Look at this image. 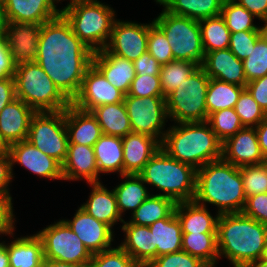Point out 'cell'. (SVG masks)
<instances>
[{"mask_svg":"<svg viewBox=\"0 0 267 267\" xmlns=\"http://www.w3.org/2000/svg\"><path fill=\"white\" fill-rule=\"evenodd\" d=\"M218 262H213V263H205L203 265V267H215V264H217Z\"/></svg>","mask_w":267,"mask_h":267,"instance_id":"a7ac6f4b","label":"cell"},{"mask_svg":"<svg viewBox=\"0 0 267 267\" xmlns=\"http://www.w3.org/2000/svg\"><path fill=\"white\" fill-rule=\"evenodd\" d=\"M124 104L132 132L145 134L162 142L168 121L165 97H136L125 95Z\"/></svg>","mask_w":267,"mask_h":267,"instance_id":"7c38bea8","label":"cell"},{"mask_svg":"<svg viewBox=\"0 0 267 267\" xmlns=\"http://www.w3.org/2000/svg\"><path fill=\"white\" fill-rule=\"evenodd\" d=\"M94 52L73 32L60 14L41 25L35 62L70 101L78 94Z\"/></svg>","mask_w":267,"mask_h":267,"instance_id":"6da1fadb","label":"cell"},{"mask_svg":"<svg viewBox=\"0 0 267 267\" xmlns=\"http://www.w3.org/2000/svg\"><path fill=\"white\" fill-rule=\"evenodd\" d=\"M222 159L237 167L266 162L254 127H244L222 143Z\"/></svg>","mask_w":267,"mask_h":267,"instance_id":"2e32d148","label":"cell"},{"mask_svg":"<svg viewBox=\"0 0 267 267\" xmlns=\"http://www.w3.org/2000/svg\"><path fill=\"white\" fill-rule=\"evenodd\" d=\"M36 234L42 241L44 259L88 267L92 254L63 219Z\"/></svg>","mask_w":267,"mask_h":267,"instance_id":"8fae6325","label":"cell"},{"mask_svg":"<svg viewBox=\"0 0 267 267\" xmlns=\"http://www.w3.org/2000/svg\"><path fill=\"white\" fill-rule=\"evenodd\" d=\"M65 124L69 143L93 147L103 135L98 121L91 112L80 110L72 104L65 109Z\"/></svg>","mask_w":267,"mask_h":267,"instance_id":"484cf974","label":"cell"},{"mask_svg":"<svg viewBox=\"0 0 267 267\" xmlns=\"http://www.w3.org/2000/svg\"><path fill=\"white\" fill-rule=\"evenodd\" d=\"M198 67V64L185 60H173L161 65L160 81L164 97L177 89Z\"/></svg>","mask_w":267,"mask_h":267,"instance_id":"ab89813d","label":"cell"},{"mask_svg":"<svg viewBox=\"0 0 267 267\" xmlns=\"http://www.w3.org/2000/svg\"><path fill=\"white\" fill-rule=\"evenodd\" d=\"M133 65L136 75L160 76L161 65L148 51L134 60Z\"/></svg>","mask_w":267,"mask_h":267,"instance_id":"f5cc1de1","label":"cell"},{"mask_svg":"<svg viewBox=\"0 0 267 267\" xmlns=\"http://www.w3.org/2000/svg\"><path fill=\"white\" fill-rule=\"evenodd\" d=\"M64 180L83 179L87 183L100 182L94 148L87 145L69 143L67 156L62 163Z\"/></svg>","mask_w":267,"mask_h":267,"instance_id":"7402d4cb","label":"cell"},{"mask_svg":"<svg viewBox=\"0 0 267 267\" xmlns=\"http://www.w3.org/2000/svg\"><path fill=\"white\" fill-rule=\"evenodd\" d=\"M204 264L205 262L198 257L180 250L156 257L146 267H203Z\"/></svg>","mask_w":267,"mask_h":267,"instance_id":"681fc988","label":"cell"},{"mask_svg":"<svg viewBox=\"0 0 267 267\" xmlns=\"http://www.w3.org/2000/svg\"><path fill=\"white\" fill-rule=\"evenodd\" d=\"M245 88L262 110L267 113V75L248 82Z\"/></svg>","mask_w":267,"mask_h":267,"instance_id":"db71d44e","label":"cell"},{"mask_svg":"<svg viewBox=\"0 0 267 267\" xmlns=\"http://www.w3.org/2000/svg\"><path fill=\"white\" fill-rule=\"evenodd\" d=\"M196 172L193 166L177 161L160 148L139 175L146 184L161 190L158 195L179 203L194 200Z\"/></svg>","mask_w":267,"mask_h":267,"instance_id":"5b68a950","label":"cell"},{"mask_svg":"<svg viewBox=\"0 0 267 267\" xmlns=\"http://www.w3.org/2000/svg\"><path fill=\"white\" fill-rule=\"evenodd\" d=\"M174 211L180 220L182 233H217L219 214L213 217L206 206L194 200L179 202Z\"/></svg>","mask_w":267,"mask_h":267,"instance_id":"83f0119b","label":"cell"},{"mask_svg":"<svg viewBox=\"0 0 267 267\" xmlns=\"http://www.w3.org/2000/svg\"><path fill=\"white\" fill-rule=\"evenodd\" d=\"M15 67L6 39L0 40V80L13 77Z\"/></svg>","mask_w":267,"mask_h":267,"instance_id":"9f6ffc18","label":"cell"},{"mask_svg":"<svg viewBox=\"0 0 267 267\" xmlns=\"http://www.w3.org/2000/svg\"><path fill=\"white\" fill-rule=\"evenodd\" d=\"M42 267H83V266L72 264V263H67V262H61L57 260L44 259Z\"/></svg>","mask_w":267,"mask_h":267,"instance_id":"6125c7cd","label":"cell"},{"mask_svg":"<svg viewBox=\"0 0 267 267\" xmlns=\"http://www.w3.org/2000/svg\"><path fill=\"white\" fill-rule=\"evenodd\" d=\"M176 203L158 194H151L132 214L128 221L139 226H150L155 221L168 218L175 209Z\"/></svg>","mask_w":267,"mask_h":267,"instance_id":"e575fe53","label":"cell"},{"mask_svg":"<svg viewBox=\"0 0 267 267\" xmlns=\"http://www.w3.org/2000/svg\"><path fill=\"white\" fill-rule=\"evenodd\" d=\"M61 14L93 52L105 49L116 20L113 8L98 0H72L61 9Z\"/></svg>","mask_w":267,"mask_h":267,"instance_id":"8992f818","label":"cell"},{"mask_svg":"<svg viewBox=\"0 0 267 267\" xmlns=\"http://www.w3.org/2000/svg\"><path fill=\"white\" fill-rule=\"evenodd\" d=\"M10 267H42L44 252L37 234L18 237L6 244Z\"/></svg>","mask_w":267,"mask_h":267,"instance_id":"f1b7e54d","label":"cell"},{"mask_svg":"<svg viewBox=\"0 0 267 267\" xmlns=\"http://www.w3.org/2000/svg\"><path fill=\"white\" fill-rule=\"evenodd\" d=\"M136 97H164L160 76L136 75L127 93Z\"/></svg>","mask_w":267,"mask_h":267,"instance_id":"c3c4849f","label":"cell"},{"mask_svg":"<svg viewBox=\"0 0 267 267\" xmlns=\"http://www.w3.org/2000/svg\"><path fill=\"white\" fill-rule=\"evenodd\" d=\"M64 221L68 224L71 230L77 234L78 238L83 242L84 246L91 254L112 248L111 242L114 241L113 228L96 220L83 208L79 207V209L76 210L73 220L64 219Z\"/></svg>","mask_w":267,"mask_h":267,"instance_id":"e0dca14e","label":"cell"},{"mask_svg":"<svg viewBox=\"0 0 267 267\" xmlns=\"http://www.w3.org/2000/svg\"><path fill=\"white\" fill-rule=\"evenodd\" d=\"M124 96L92 64L87 69L80 90L71 104L80 110L90 112L99 105L123 102Z\"/></svg>","mask_w":267,"mask_h":267,"instance_id":"5bb4252c","label":"cell"},{"mask_svg":"<svg viewBox=\"0 0 267 267\" xmlns=\"http://www.w3.org/2000/svg\"><path fill=\"white\" fill-rule=\"evenodd\" d=\"M92 191L86 203L80 207L96 220L101 221L111 228L117 222H124L119 214L114 190L109 191L101 182L89 183Z\"/></svg>","mask_w":267,"mask_h":267,"instance_id":"4316f807","label":"cell"},{"mask_svg":"<svg viewBox=\"0 0 267 267\" xmlns=\"http://www.w3.org/2000/svg\"><path fill=\"white\" fill-rule=\"evenodd\" d=\"M13 178L9 153L0 156V196L11 197L9 185Z\"/></svg>","mask_w":267,"mask_h":267,"instance_id":"11a10c76","label":"cell"},{"mask_svg":"<svg viewBox=\"0 0 267 267\" xmlns=\"http://www.w3.org/2000/svg\"><path fill=\"white\" fill-rule=\"evenodd\" d=\"M210 78L199 66L177 89L165 97L168 118L175 123L205 122Z\"/></svg>","mask_w":267,"mask_h":267,"instance_id":"ba28073f","label":"cell"},{"mask_svg":"<svg viewBox=\"0 0 267 267\" xmlns=\"http://www.w3.org/2000/svg\"><path fill=\"white\" fill-rule=\"evenodd\" d=\"M56 0H3L6 18L11 23L40 24L61 14Z\"/></svg>","mask_w":267,"mask_h":267,"instance_id":"44dd1931","label":"cell"},{"mask_svg":"<svg viewBox=\"0 0 267 267\" xmlns=\"http://www.w3.org/2000/svg\"><path fill=\"white\" fill-rule=\"evenodd\" d=\"M90 112L98 121L104 135L123 138L132 132L124 102L99 105Z\"/></svg>","mask_w":267,"mask_h":267,"instance_id":"f546056e","label":"cell"},{"mask_svg":"<svg viewBox=\"0 0 267 267\" xmlns=\"http://www.w3.org/2000/svg\"><path fill=\"white\" fill-rule=\"evenodd\" d=\"M13 77L16 97L36 112L63 111L71 104L36 62L16 65Z\"/></svg>","mask_w":267,"mask_h":267,"instance_id":"52a82bcc","label":"cell"},{"mask_svg":"<svg viewBox=\"0 0 267 267\" xmlns=\"http://www.w3.org/2000/svg\"><path fill=\"white\" fill-rule=\"evenodd\" d=\"M0 267H10L9 255L6 250V242H0Z\"/></svg>","mask_w":267,"mask_h":267,"instance_id":"be15d7a7","label":"cell"},{"mask_svg":"<svg viewBox=\"0 0 267 267\" xmlns=\"http://www.w3.org/2000/svg\"><path fill=\"white\" fill-rule=\"evenodd\" d=\"M121 227L125 239L119 246L141 267L149 265L157 257V247L154 245L149 226H139L124 221Z\"/></svg>","mask_w":267,"mask_h":267,"instance_id":"d4e9b609","label":"cell"},{"mask_svg":"<svg viewBox=\"0 0 267 267\" xmlns=\"http://www.w3.org/2000/svg\"><path fill=\"white\" fill-rule=\"evenodd\" d=\"M171 14L200 21L221 14L224 0H155Z\"/></svg>","mask_w":267,"mask_h":267,"instance_id":"1f68e13d","label":"cell"},{"mask_svg":"<svg viewBox=\"0 0 267 267\" xmlns=\"http://www.w3.org/2000/svg\"><path fill=\"white\" fill-rule=\"evenodd\" d=\"M182 250L205 263L217 262V233H183Z\"/></svg>","mask_w":267,"mask_h":267,"instance_id":"74e56055","label":"cell"},{"mask_svg":"<svg viewBox=\"0 0 267 267\" xmlns=\"http://www.w3.org/2000/svg\"><path fill=\"white\" fill-rule=\"evenodd\" d=\"M244 89L243 86L210 79L206 95L208 116L218 110L234 108Z\"/></svg>","mask_w":267,"mask_h":267,"instance_id":"d590c367","label":"cell"},{"mask_svg":"<svg viewBox=\"0 0 267 267\" xmlns=\"http://www.w3.org/2000/svg\"><path fill=\"white\" fill-rule=\"evenodd\" d=\"M26 140L62 165L69 145L65 110L36 112Z\"/></svg>","mask_w":267,"mask_h":267,"instance_id":"30bf717a","label":"cell"},{"mask_svg":"<svg viewBox=\"0 0 267 267\" xmlns=\"http://www.w3.org/2000/svg\"><path fill=\"white\" fill-rule=\"evenodd\" d=\"M246 82L267 75V35L264 34L256 43L249 57L243 60Z\"/></svg>","mask_w":267,"mask_h":267,"instance_id":"b9f144b4","label":"cell"},{"mask_svg":"<svg viewBox=\"0 0 267 267\" xmlns=\"http://www.w3.org/2000/svg\"><path fill=\"white\" fill-rule=\"evenodd\" d=\"M207 122L222 143L244 128L234 108L222 109L211 113Z\"/></svg>","mask_w":267,"mask_h":267,"instance_id":"60d3db41","label":"cell"},{"mask_svg":"<svg viewBox=\"0 0 267 267\" xmlns=\"http://www.w3.org/2000/svg\"><path fill=\"white\" fill-rule=\"evenodd\" d=\"M147 51L160 65L167 64L174 60L169 41L155 24L149 28Z\"/></svg>","mask_w":267,"mask_h":267,"instance_id":"bcb514c9","label":"cell"},{"mask_svg":"<svg viewBox=\"0 0 267 267\" xmlns=\"http://www.w3.org/2000/svg\"><path fill=\"white\" fill-rule=\"evenodd\" d=\"M8 153L12 163V172L14 163H19L39 177L64 180L62 165L56 159L40 151L28 140L9 145Z\"/></svg>","mask_w":267,"mask_h":267,"instance_id":"9a60e30c","label":"cell"},{"mask_svg":"<svg viewBox=\"0 0 267 267\" xmlns=\"http://www.w3.org/2000/svg\"><path fill=\"white\" fill-rule=\"evenodd\" d=\"M267 245V225L242 213L220 214L217 222L219 258L234 267H249L260 259Z\"/></svg>","mask_w":267,"mask_h":267,"instance_id":"7a4b0ae2","label":"cell"},{"mask_svg":"<svg viewBox=\"0 0 267 267\" xmlns=\"http://www.w3.org/2000/svg\"><path fill=\"white\" fill-rule=\"evenodd\" d=\"M255 129L261 152L267 160V113L263 121Z\"/></svg>","mask_w":267,"mask_h":267,"instance_id":"91938a15","label":"cell"},{"mask_svg":"<svg viewBox=\"0 0 267 267\" xmlns=\"http://www.w3.org/2000/svg\"><path fill=\"white\" fill-rule=\"evenodd\" d=\"M41 25L8 22L5 39L15 65L35 62Z\"/></svg>","mask_w":267,"mask_h":267,"instance_id":"ac0fdd59","label":"cell"},{"mask_svg":"<svg viewBox=\"0 0 267 267\" xmlns=\"http://www.w3.org/2000/svg\"><path fill=\"white\" fill-rule=\"evenodd\" d=\"M205 54L229 48L231 32L221 15L199 21Z\"/></svg>","mask_w":267,"mask_h":267,"instance_id":"8d00e7d4","label":"cell"},{"mask_svg":"<svg viewBox=\"0 0 267 267\" xmlns=\"http://www.w3.org/2000/svg\"><path fill=\"white\" fill-rule=\"evenodd\" d=\"M157 247V257L182 250V226L175 211L149 226Z\"/></svg>","mask_w":267,"mask_h":267,"instance_id":"4dcf8cb0","label":"cell"},{"mask_svg":"<svg viewBox=\"0 0 267 267\" xmlns=\"http://www.w3.org/2000/svg\"><path fill=\"white\" fill-rule=\"evenodd\" d=\"M88 267H141L120 246L92 254Z\"/></svg>","mask_w":267,"mask_h":267,"instance_id":"f6af8a7d","label":"cell"},{"mask_svg":"<svg viewBox=\"0 0 267 267\" xmlns=\"http://www.w3.org/2000/svg\"><path fill=\"white\" fill-rule=\"evenodd\" d=\"M256 262H267V245H266L265 249L263 250L260 259L257 260Z\"/></svg>","mask_w":267,"mask_h":267,"instance_id":"03108f58","label":"cell"},{"mask_svg":"<svg viewBox=\"0 0 267 267\" xmlns=\"http://www.w3.org/2000/svg\"><path fill=\"white\" fill-rule=\"evenodd\" d=\"M153 24V21L149 24H139L116 19L105 49L129 61L138 59L147 51L149 28Z\"/></svg>","mask_w":267,"mask_h":267,"instance_id":"4fadbf2b","label":"cell"},{"mask_svg":"<svg viewBox=\"0 0 267 267\" xmlns=\"http://www.w3.org/2000/svg\"><path fill=\"white\" fill-rule=\"evenodd\" d=\"M220 15L231 33L264 31V26L253 24L255 16L234 0H224Z\"/></svg>","mask_w":267,"mask_h":267,"instance_id":"f35d334b","label":"cell"},{"mask_svg":"<svg viewBox=\"0 0 267 267\" xmlns=\"http://www.w3.org/2000/svg\"><path fill=\"white\" fill-rule=\"evenodd\" d=\"M153 23L169 41L174 60L190 61L201 66L205 52L199 21L171 14L163 8Z\"/></svg>","mask_w":267,"mask_h":267,"instance_id":"9c48e42d","label":"cell"},{"mask_svg":"<svg viewBox=\"0 0 267 267\" xmlns=\"http://www.w3.org/2000/svg\"><path fill=\"white\" fill-rule=\"evenodd\" d=\"M35 113L33 108L17 97L5 106L0 112V137L7 146L27 139Z\"/></svg>","mask_w":267,"mask_h":267,"instance_id":"d6986e66","label":"cell"},{"mask_svg":"<svg viewBox=\"0 0 267 267\" xmlns=\"http://www.w3.org/2000/svg\"><path fill=\"white\" fill-rule=\"evenodd\" d=\"M94 154L99 173H115L123 175V144L122 138L102 135L94 144Z\"/></svg>","mask_w":267,"mask_h":267,"instance_id":"d6a6232c","label":"cell"},{"mask_svg":"<svg viewBox=\"0 0 267 267\" xmlns=\"http://www.w3.org/2000/svg\"><path fill=\"white\" fill-rule=\"evenodd\" d=\"M124 182L114 187L117 208L121 217L123 212L133 213L151 194L145 187V182L139 174H123Z\"/></svg>","mask_w":267,"mask_h":267,"instance_id":"836d02e7","label":"cell"},{"mask_svg":"<svg viewBox=\"0 0 267 267\" xmlns=\"http://www.w3.org/2000/svg\"><path fill=\"white\" fill-rule=\"evenodd\" d=\"M92 64L106 80L127 95L131 82L136 76L133 61L109 53L106 49L94 52Z\"/></svg>","mask_w":267,"mask_h":267,"instance_id":"cb8c5ba5","label":"cell"},{"mask_svg":"<svg viewBox=\"0 0 267 267\" xmlns=\"http://www.w3.org/2000/svg\"><path fill=\"white\" fill-rule=\"evenodd\" d=\"M234 109L244 127H257L266 115L246 88L240 94Z\"/></svg>","mask_w":267,"mask_h":267,"instance_id":"7bdbcfd3","label":"cell"},{"mask_svg":"<svg viewBox=\"0 0 267 267\" xmlns=\"http://www.w3.org/2000/svg\"><path fill=\"white\" fill-rule=\"evenodd\" d=\"M8 21L6 18V12L4 8L3 0H0V40L6 36Z\"/></svg>","mask_w":267,"mask_h":267,"instance_id":"94428289","label":"cell"},{"mask_svg":"<svg viewBox=\"0 0 267 267\" xmlns=\"http://www.w3.org/2000/svg\"><path fill=\"white\" fill-rule=\"evenodd\" d=\"M246 8L256 18L267 23V0H234Z\"/></svg>","mask_w":267,"mask_h":267,"instance_id":"6f0895ef","label":"cell"},{"mask_svg":"<svg viewBox=\"0 0 267 267\" xmlns=\"http://www.w3.org/2000/svg\"><path fill=\"white\" fill-rule=\"evenodd\" d=\"M249 267H267V262H253Z\"/></svg>","mask_w":267,"mask_h":267,"instance_id":"003e7915","label":"cell"},{"mask_svg":"<svg viewBox=\"0 0 267 267\" xmlns=\"http://www.w3.org/2000/svg\"><path fill=\"white\" fill-rule=\"evenodd\" d=\"M12 204V197L0 196V235L14 234L15 216Z\"/></svg>","mask_w":267,"mask_h":267,"instance_id":"816d5d0a","label":"cell"},{"mask_svg":"<svg viewBox=\"0 0 267 267\" xmlns=\"http://www.w3.org/2000/svg\"><path fill=\"white\" fill-rule=\"evenodd\" d=\"M264 31H242L231 33L229 49L239 59L244 60L249 57L255 43L264 35Z\"/></svg>","mask_w":267,"mask_h":267,"instance_id":"7dc6e473","label":"cell"},{"mask_svg":"<svg viewBox=\"0 0 267 267\" xmlns=\"http://www.w3.org/2000/svg\"><path fill=\"white\" fill-rule=\"evenodd\" d=\"M241 176L246 198L267 192V163L241 167Z\"/></svg>","mask_w":267,"mask_h":267,"instance_id":"ee69618b","label":"cell"},{"mask_svg":"<svg viewBox=\"0 0 267 267\" xmlns=\"http://www.w3.org/2000/svg\"><path fill=\"white\" fill-rule=\"evenodd\" d=\"M8 153V146L0 137V156Z\"/></svg>","mask_w":267,"mask_h":267,"instance_id":"e7e4bbea","label":"cell"},{"mask_svg":"<svg viewBox=\"0 0 267 267\" xmlns=\"http://www.w3.org/2000/svg\"><path fill=\"white\" fill-rule=\"evenodd\" d=\"M241 213L267 225V192L247 197Z\"/></svg>","mask_w":267,"mask_h":267,"instance_id":"f907efd6","label":"cell"},{"mask_svg":"<svg viewBox=\"0 0 267 267\" xmlns=\"http://www.w3.org/2000/svg\"><path fill=\"white\" fill-rule=\"evenodd\" d=\"M123 174H139L145 164L161 148V143L148 135L128 133L122 138Z\"/></svg>","mask_w":267,"mask_h":267,"instance_id":"603a6c76","label":"cell"},{"mask_svg":"<svg viewBox=\"0 0 267 267\" xmlns=\"http://www.w3.org/2000/svg\"><path fill=\"white\" fill-rule=\"evenodd\" d=\"M194 201L216 205L219 215L241 213L246 202L241 167L221 158L197 169Z\"/></svg>","mask_w":267,"mask_h":267,"instance_id":"3957f363","label":"cell"},{"mask_svg":"<svg viewBox=\"0 0 267 267\" xmlns=\"http://www.w3.org/2000/svg\"><path fill=\"white\" fill-rule=\"evenodd\" d=\"M161 148L172 158L196 170L222 158V142L209 123H177L166 130Z\"/></svg>","mask_w":267,"mask_h":267,"instance_id":"277c9868","label":"cell"},{"mask_svg":"<svg viewBox=\"0 0 267 267\" xmlns=\"http://www.w3.org/2000/svg\"><path fill=\"white\" fill-rule=\"evenodd\" d=\"M16 98L14 77L0 80V112Z\"/></svg>","mask_w":267,"mask_h":267,"instance_id":"680465c9","label":"cell"},{"mask_svg":"<svg viewBox=\"0 0 267 267\" xmlns=\"http://www.w3.org/2000/svg\"><path fill=\"white\" fill-rule=\"evenodd\" d=\"M200 67L210 79L246 87L243 61L239 60L229 48L206 53Z\"/></svg>","mask_w":267,"mask_h":267,"instance_id":"ffe728a7","label":"cell"},{"mask_svg":"<svg viewBox=\"0 0 267 267\" xmlns=\"http://www.w3.org/2000/svg\"><path fill=\"white\" fill-rule=\"evenodd\" d=\"M264 33L267 35V23L264 24Z\"/></svg>","mask_w":267,"mask_h":267,"instance_id":"89a4df30","label":"cell"}]
</instances>
